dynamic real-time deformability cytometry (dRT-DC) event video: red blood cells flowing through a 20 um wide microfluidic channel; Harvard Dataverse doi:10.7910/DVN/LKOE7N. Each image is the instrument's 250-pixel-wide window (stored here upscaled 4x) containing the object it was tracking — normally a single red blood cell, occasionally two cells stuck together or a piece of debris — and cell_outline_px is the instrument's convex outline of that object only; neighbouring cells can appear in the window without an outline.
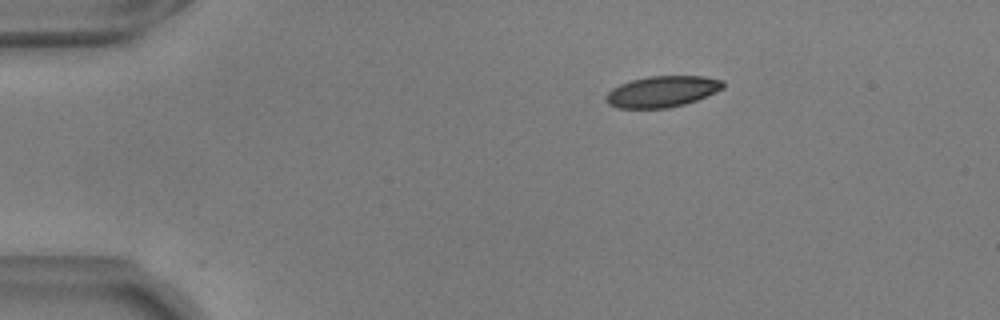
{"species": "common noctule bat (a hibernating species)", "species_latin": "Nyctalus noctula", "temperature_condition": "warm", "stored_images_in_passage": 46, "camera_frame_rate_fps": 3000, "um_per_image_px": 0.085, "animal": {"sex": "male", "body_mass_g": 17.9, "forearm_length_mm": 54.2}, "frame": {"image": 1, "passage_image": 1, "time_ms": 0.0, "image_size_px": [1000, 320], "cell_outline_px": [[724, 88], [716, 92], [696, 100], [684, 104], [668, 108], [616, 108], [608, 104], [604, 96], [612, 88], [620, 84], [632, 80], [648, 76], [704, 76], [724, 80]], "centroid_in_image_um": [56.28, 7.78], "position_along_channel_um": 28.7, "area_um2": 21.33}}
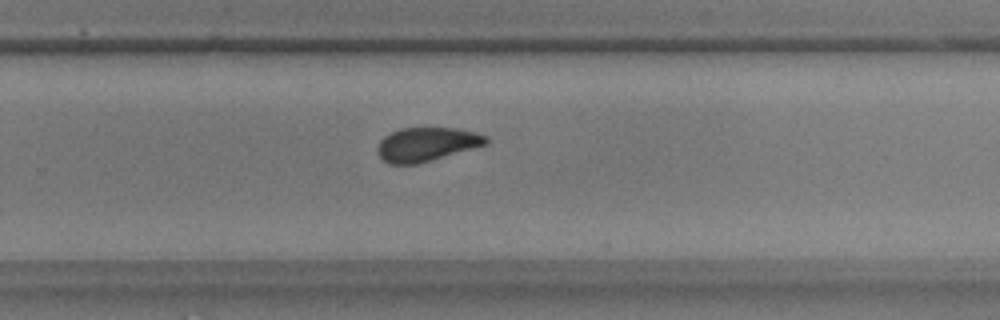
{"frame": {"image": 2, "passage_image": 28, "time_ms": 9.0, "image_size_px": [1000, 320], "cell_outline_px": [[488, 144], [432, 160], [416, 164], [388, 164], [376, 152], [376, 148], [380, 140], [384, 136], [400, 128], [452, 128], [472, 132], [488, 136]], "centroid_in_image_um": [36.23, 12.27], "position_along_channel_um": 293.6, "area_um2": 21.33}}
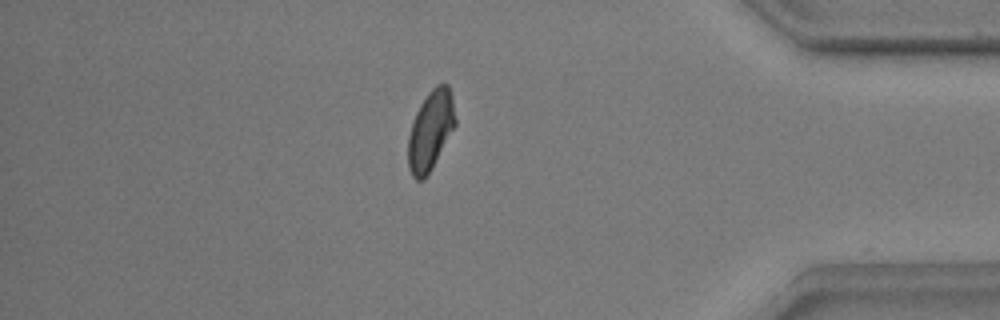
{"frame": {"image": 3, "passage_image": 39, "time_ms": 12.667, "image_size_px": [1000, 320], "cell_outline_px": [[456, 124], [432, 168], [424, 180], [416, 180], [412, 176], [408, 168], [408, 136], [416, 112], [420, 104], [428, 92], [436, 84], [448, 84], [452, 96], [456, 120]], "centroid_in_image_um": [36.59, 11.09], "position_along_channel_um": 398.6, "area_um2": 21.85}, "authors_computed_cell_mechanics": {"area_um2": 22.0507, "velocity_mm_per_s": 3.6657, "shape_relaxation_time_tau1_ms": 3.2891, "shape_relaxation_time_tau2_ms": 1.423, "deformation_change_tau1": 0.1152, "deformation_change_tau2": 0.0528}}